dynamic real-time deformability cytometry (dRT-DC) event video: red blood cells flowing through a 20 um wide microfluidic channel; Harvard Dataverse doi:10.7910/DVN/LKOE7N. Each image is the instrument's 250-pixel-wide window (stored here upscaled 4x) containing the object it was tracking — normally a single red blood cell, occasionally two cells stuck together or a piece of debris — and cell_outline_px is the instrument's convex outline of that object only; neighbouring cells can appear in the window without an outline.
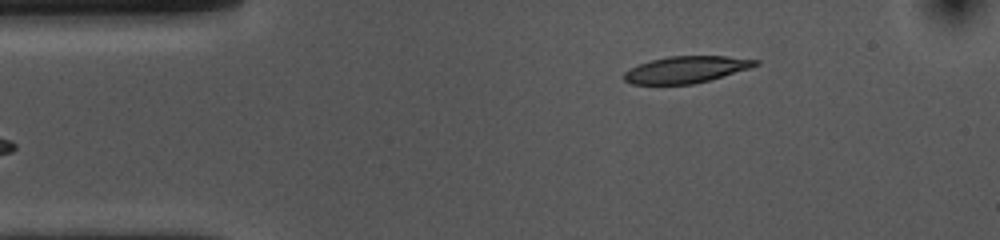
{"species": "common noctule bat (a hibernating species)", "species_latin": "Nyctalus noctula", "temperature_condition": "cold", "stored_images_in_passage": 46, "camera_frame_rate_fps": 3000, "um_per_image_px": 0.085, "animal": {"sex": "female", "body_mass_g": 10.0, "forearm_length_mm": 53.1}, "frame": {"image": 1, "passage_image": 1, "time_ms": 0.0, "image_size_px": [1000, 240], "cell_outline_px": [[760, 64], [748, 68], [708, 80], [692, 84], [632, 84], [624, 80], [624, 72], [640, 64], [652, 60], [668, 56], [728, 56], [760, 60]], "centroid_in_image_um": [58.32, 5.9], "position_along_channel_um": 26.7, "area_um2": 20.11}}
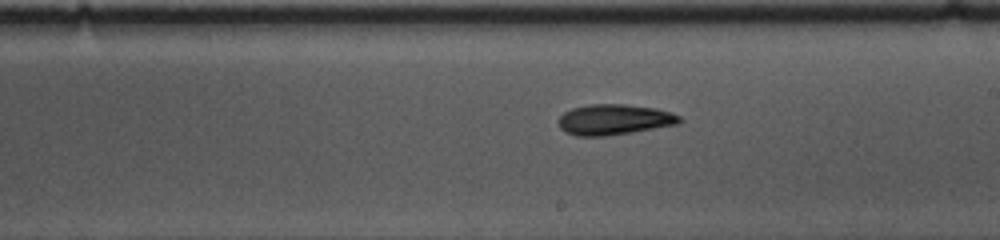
{"frame": {"image": 2, "passage_image": 22, "time_ms": 7.0, "image_size_px": [1000, 240], "cell_outline_px": [[684, 120], [680, 124], [632, 132], [604, 136], [576, 136], [564, 132], [560, 128], [560, 116], [564, 112], [572, 108], [588, 104], [624, 104], [656, 108], [672, 112], [680, 116]], "centroid_in_image_um": [52.24, 10.16], "position_along_channel_um": 236.8, "area_um2": 21.73}}
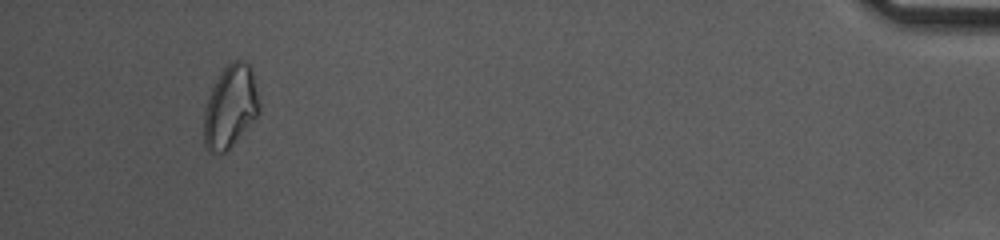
{"frame": {"image": 3, "passage_image": 43, "time_ms": 14.0, "image_size_px": [1000, 240], "cell_outline_px": [[260, 112], [232, 144], [224, 152], [208, 152], [204, 144], [204, 108], [208, 96], [216, 80], [224, 68], [232, 60], [244, 60], [252, 68], [260, 104]], "centroid_in_image_um": [19.58, 9.03], "position_along_channel_um": 415.6, "area_um2": 26.41}, "authors_computed_cell_mechanics": {"area_um2": 21.386, "velocity_mm_per_s": 3.6298, "shape_relaxation_time_tau1_ms": 4.3217, "shape_relaxation_time_tau2_ms": 7.648, "deformation_change_tau1": 0.1296, "deformation_change_tau2": 0.1678}}